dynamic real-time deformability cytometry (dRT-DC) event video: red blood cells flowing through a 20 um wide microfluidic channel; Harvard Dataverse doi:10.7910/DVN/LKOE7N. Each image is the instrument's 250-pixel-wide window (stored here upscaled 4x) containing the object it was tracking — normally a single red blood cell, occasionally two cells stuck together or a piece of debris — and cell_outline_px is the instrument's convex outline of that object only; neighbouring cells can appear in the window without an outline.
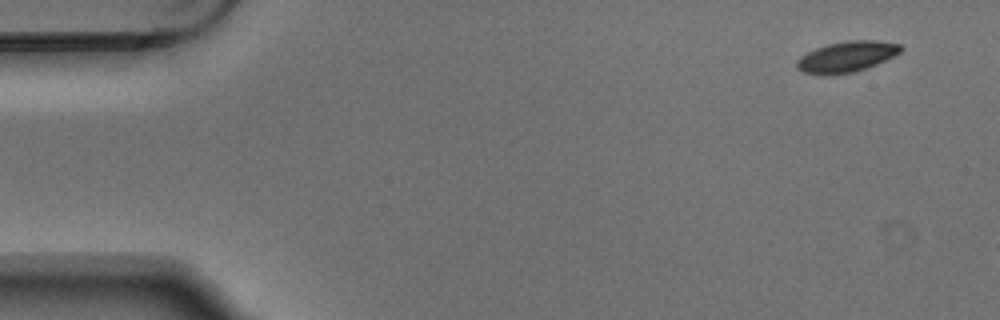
{"species": "Egyptian fruit bat (a non-hibernating species)", "species_latin": "Rousettus aegyptiacus", "temperature_condition": "warm", "stored_images_in_passage": 3, "camera_frame_rate_fps": 3000, "um_per_image_px": 0.085, "animal": {"sex": "male"}, "frame": {"image": 1, "passage_image": 1, "time_ms": 0.0, "image_size_px": [1000, 320], "cell_outline_px": [[904, 48], [900, 52], [876, 64], [852, 72], [804, 72], [796, 68], [796, 60], [800, 56], [816, 48], [828, 44], [848, 40], [876, 40], [900, 44]], "centroid_in_image_um": [71.99, 4.76], "position_along_channel_um": 13.0, "area_um2": 17.86}}